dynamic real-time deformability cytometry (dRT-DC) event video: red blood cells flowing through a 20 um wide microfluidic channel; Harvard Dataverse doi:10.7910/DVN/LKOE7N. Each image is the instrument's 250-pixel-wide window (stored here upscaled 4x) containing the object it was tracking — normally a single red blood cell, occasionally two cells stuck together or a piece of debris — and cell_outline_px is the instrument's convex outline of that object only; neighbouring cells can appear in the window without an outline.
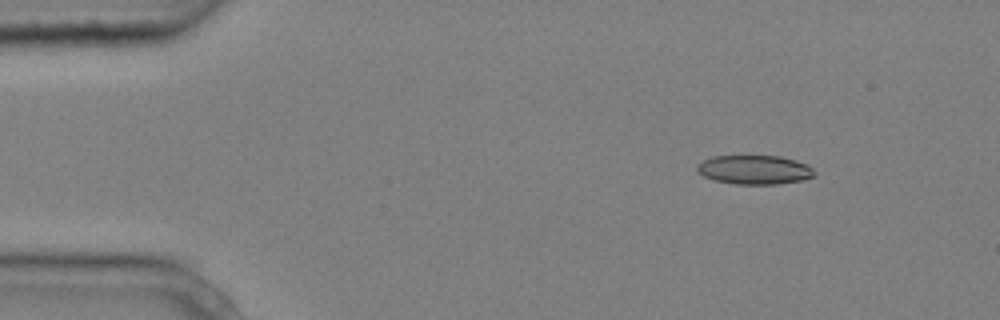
{"species": "common noctule bat (a hibernating species)", "species_latin": "Nyctalus noctula", "temperature_condition": "cold", "stored_images_in_passage": 6, "camera_frame_rate_fps": 3000, "um_per_image_px": 0.085, "animal": {"sex": "male", "body_mass_g": 20.4}, "frame": {"image": 1, "passage_image": 2, "time_ms": 0.333, "image_size_px": [1000, 320], "cell_outline_px": [[816, 176], [804, 180], [776, 184], [736, 184], [712, 180], [704, 176], [696, 168], [696, 164], [712, 156], [780, 156], [796, 160], [808, 164], [816, 172]], "centroid_in_image_um": [64.17, 14.43], "position_along_channel_um": 20.8, "area_um2": 20.06}}
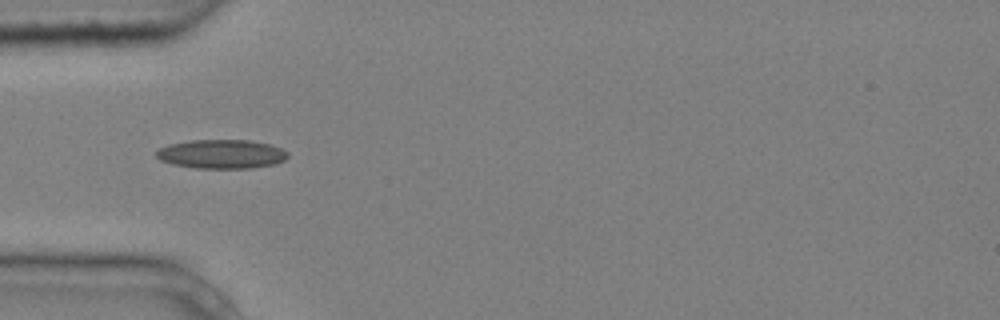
{"frame": {"image": 2, "passage_image": 5, "time_ms": 1.333, "image_size_px": [1000, 320], "cell_outline_px": [[288, 156], [284, 160], [272, 164], [252, 168], [196, 168], [172, 164], [160, 160], [156, 156], [156, 152], [160, 148], [168, 144], [192, 140], [248, 140], [272, 144], [288, 152]], "centroid_in_image_um": [18.82, 13.09], "position_along_channel_um": 66.2, "area_um2": 22.2}}
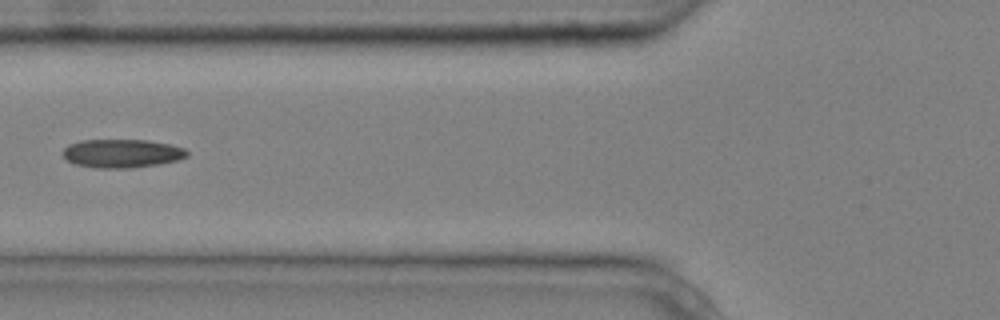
{"frame": {"image": 3, "passage_image": 6, "time_ms": 1.667, "image_size_px": [1000, 320], "cell_outline_px": [[188, 156], [176, 160], [160, 164], [128, 168], [96, 168], [76, 164], [68, 160], [60, 152], [68, 144], [80, 140], [148, 140], [172, 144], [184, 148], [188, 152]], "centroid_in_image_um": [10.36, 13.03], "position_along_channel_um": 115.4, "area_um2": 20.75}}